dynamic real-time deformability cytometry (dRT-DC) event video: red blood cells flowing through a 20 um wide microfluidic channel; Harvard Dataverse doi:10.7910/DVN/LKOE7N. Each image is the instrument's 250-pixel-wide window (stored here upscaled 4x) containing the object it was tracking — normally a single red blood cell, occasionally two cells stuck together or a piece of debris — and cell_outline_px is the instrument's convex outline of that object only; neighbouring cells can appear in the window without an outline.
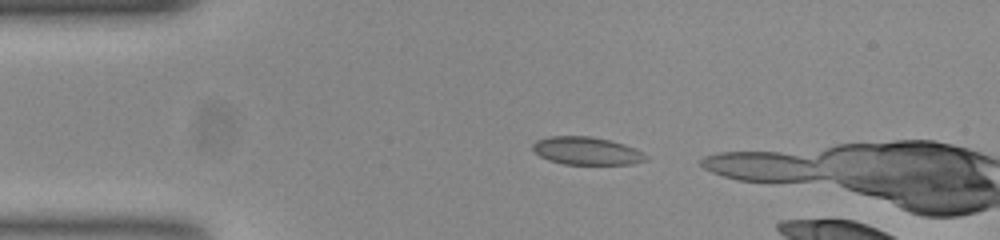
{"species": "common noctule bat (a hibernating species)", "species_latin": "Nyctalus noctula", "temperature_condition": "room temperature", "stored_images_in_passage": 3, "camera_frame_rate_fps": 3000, "um_per_image_px": 0.085, "animal": {"sex": "female", "body_mass_g": 23.0, "forearm_length_mm": 53.4}, "frame": {"image": 1, "passage_image": 1, "time_ms": 0.0, "image_size_px": [1000, 240], "cell_outline_px": [[648, 160], [632, 164], [564, 164], [548, 160], [540, 156], [532, 148], [532, 144], [536, 140], [548, 136], [592, 136], [624, 144], [636, 148], [644, 152], [648, 156]], "centroid_in_image_um": [49.88, 12.82], "position_along_channel_um": 35.1, "area_um2": 18.5}}